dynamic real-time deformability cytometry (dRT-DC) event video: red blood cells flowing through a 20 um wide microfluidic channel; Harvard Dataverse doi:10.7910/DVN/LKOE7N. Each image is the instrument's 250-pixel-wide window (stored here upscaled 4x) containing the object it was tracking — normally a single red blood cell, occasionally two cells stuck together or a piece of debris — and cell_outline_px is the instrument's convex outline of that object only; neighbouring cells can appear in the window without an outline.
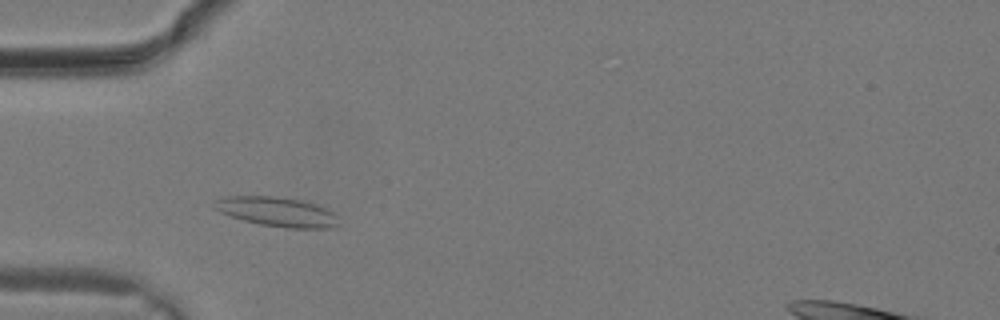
{"species": "common noctule bat (a hibernating species)", "species_latin": "Nyctalus noctula", "temperature_condition": "warm", "stored_images_in_passage": 13, "camera_frame_rate_fps": 3000, "um_per_image_px": 0.085, "animal": {"sex": "male", "body_mass_g": 19.2, "forearm_length_mm": 51.8}, "frame": {"image": 1, "passage_image": 4, "time_ms": 1.0, "image_size_px": [1000, 320], "cell_outline_px": [[340, 224], [328, 228], [284, 228], [260, 224], [244, 220], [220, 212], [216, 208], [216, 200], [224, 196], [276, 196], [300, 200], [316, 204], [332, 212], [336, 216]], "centroid_in_image_um": [23.58, 18.0], "position_along_channel_um": 61.4, "area_um2": 21.1}}
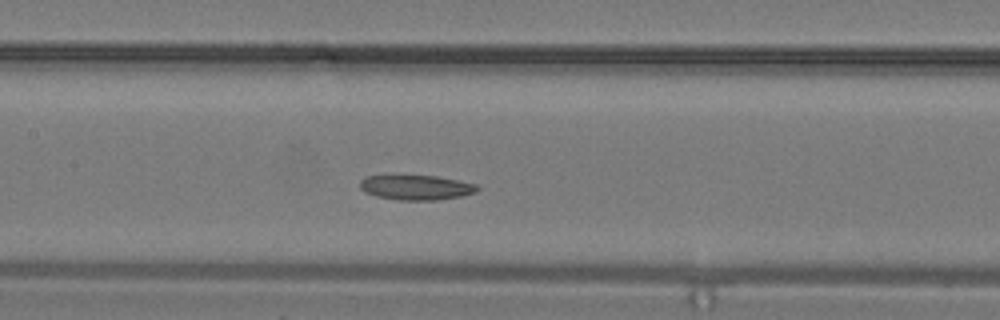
{"frame": {"image": 2, "passage_image": 9, "time_ms": 2.667, "image_size_px": [1000, 320], "cell_outline_px": [[480, 188], [476, 192], [460, 196], [436, 200], [400, 200], [376, 196], [364, 192], [360, 188], [360, 180], [364, 176], [384, 172], [400, 172], [436, 176], [476, 184]], "centroid_in_image_um": [35.24, 15.86], "position_along_channel_um": 172.2, "area_um2": 18.09}}
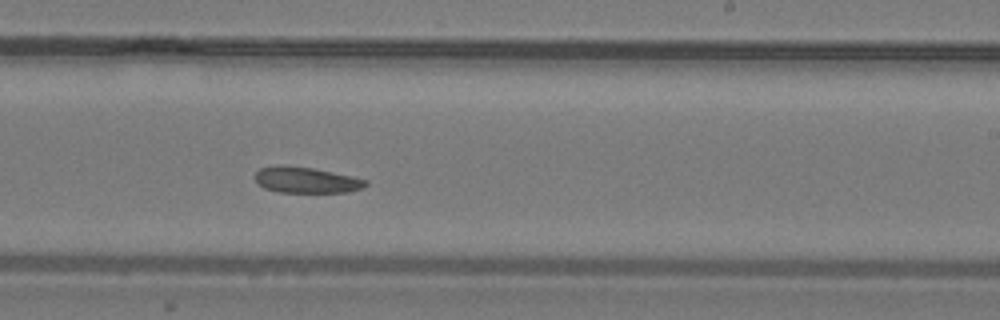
{"frame": {"image": 3, "passage_image": 13, "time_ms": 4.0, "image_size_px": [1000, 320], "cell_outline_px": [[368, 184], [360, 188], [348, 192], [280, 192], [264, 188], [256, 180], [256, 172], [260, 168], [280, 164], [312, 168], [352, 176], [368, 180]], "centroid_in_image_um": [26.03, 15.29], "position_along_channel_um": 263.0, "area_um2": 16.59}}